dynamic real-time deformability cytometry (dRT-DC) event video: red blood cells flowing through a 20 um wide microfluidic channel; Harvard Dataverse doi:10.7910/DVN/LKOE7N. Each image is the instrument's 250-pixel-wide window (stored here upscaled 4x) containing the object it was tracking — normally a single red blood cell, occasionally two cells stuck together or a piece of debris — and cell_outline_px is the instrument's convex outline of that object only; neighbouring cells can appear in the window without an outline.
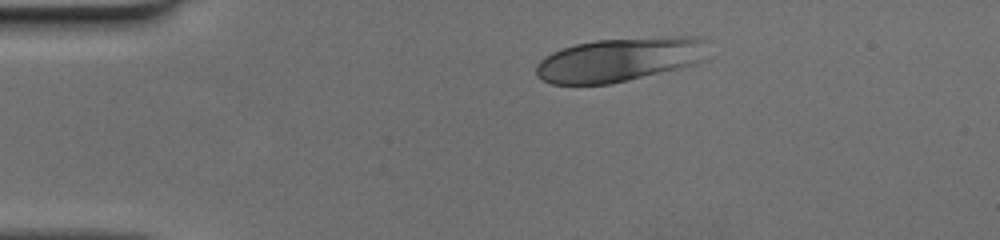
{"species": "human", "species_latin": "Homo sapiens", "temperature_condition": "cold", "stored_images_in_passage": 33, "camera_frame_rate_fps": 3000, "um_per_image_px": 0.085, "donor": {"sex": "female"}, "frame": {"image": 1, "passage_image": 1, "time_ms": 0.0, "image_size_px": [1000, 240], "cell_outline_px": [[708, 40], [704, 60], [692, 64], [612, 84], [552, 84], [540, 80], [536, 76], [536, 64], [544, 56], [560, 48], [576, 44], [596, 40], [668, 36], [704, 36]], "centroid_in_image_um": [52.65, 5.05], "position_along_channel_um": 32.3, "area_um2": 44.27}}